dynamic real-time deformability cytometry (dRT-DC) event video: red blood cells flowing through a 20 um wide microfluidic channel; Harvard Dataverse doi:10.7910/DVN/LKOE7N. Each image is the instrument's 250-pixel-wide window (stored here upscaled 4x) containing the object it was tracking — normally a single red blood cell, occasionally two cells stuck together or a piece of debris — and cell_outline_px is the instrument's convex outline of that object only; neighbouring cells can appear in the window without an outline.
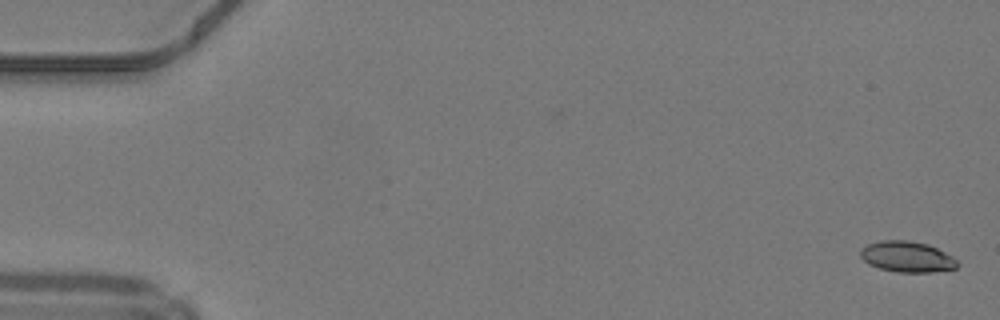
{"species": "common noctule bat (a hibernating species)", "species_latin": "Nyctalus noctula", "temperature_condition": "warm", "stored_images_in_passage": 49, "camera_frame_rate_fps": 3000, "um_per_image_px": 0.085, "animal": {"sex": "male", "body_mass_g": 19.2, "forearm_length_mm": 51.8}, "frame": {"image": 1, "passage_image": 1, "time_ms": 0.0, "image_size_px": [1000, 320], "cell_outline_px": [[960, 264], [956, 268], [932, 272], [896, 272], [880, 268], [868, 264], [860, 256], [860, 248], [868, 244], [880, 240], [908, 240], [928, 244], [952, 256]], "centroid_in_image_um": [77.08, 21.82], "position_along_channel_um": 7.9, "area_um2": 17.46}}
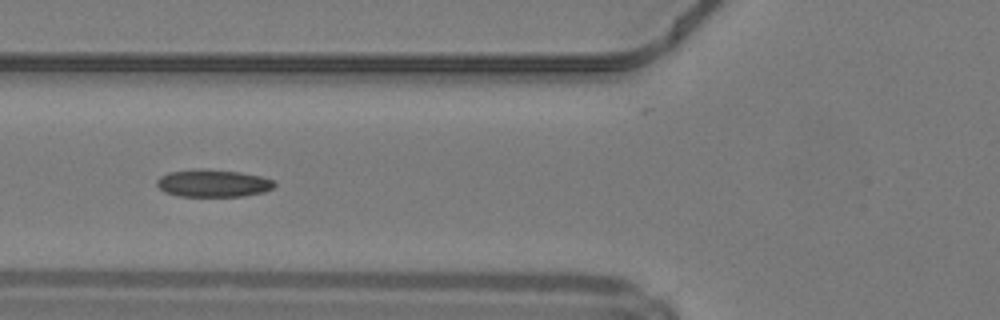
{"frame": {"image": 2, "passage_image": 19, "time_ms": 6.0, "image_size_px": [1000, 320], "cell_outline_px": [[276, 184], [272, 188], [264, 192], [244, 196], [180, 196], [164, 192], [156, 184], [156, 180], [160, 176], [168, 172], [200, 168], [240, 172], [260, 176], [272, 180]], "centroid_in_image_um": [18.08, 15.57], "position_along_channel_um": 107.7, "area_um2": 18.84}}
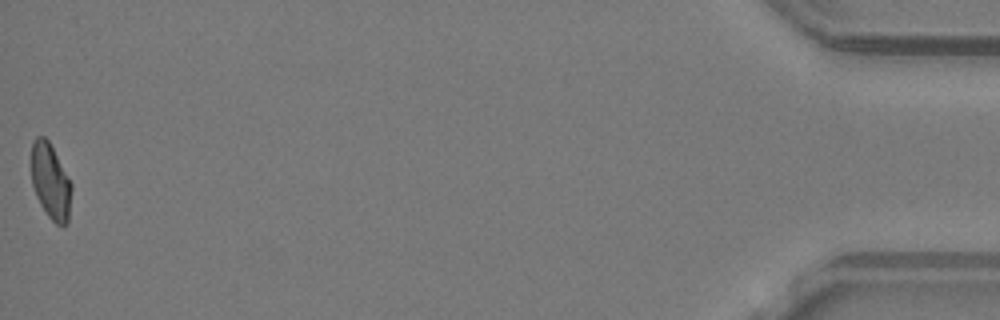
{"frame": {"image": 3, "passage_image": 49, "time_ms": 16.0, "image_size_px": [1000, 320], "cell_outline_px": [[72, 188], [68, 220], [64, 228], [56, 224], [48, 216], [40, 204], [36, 196], [32, 184], [32, 140], [36, 136], [44, 136], [48, 140], [72, 184]], "centroid_in_image_um": [4.3, 15.44], "position_along_channel_um": 430.9, "area_um2": 17.63}, "authors_computed_cell_mechanics": {"area_um2": 18.1492, "velocity_mm_per_s": 4.2311, "shape_relaxation_time_tau1_ms": null, "shape_relaxation_time_tau2_ms": 1.9942, "deformation_change_tau1": null, "deformation_change_tau2": 0.0809}}